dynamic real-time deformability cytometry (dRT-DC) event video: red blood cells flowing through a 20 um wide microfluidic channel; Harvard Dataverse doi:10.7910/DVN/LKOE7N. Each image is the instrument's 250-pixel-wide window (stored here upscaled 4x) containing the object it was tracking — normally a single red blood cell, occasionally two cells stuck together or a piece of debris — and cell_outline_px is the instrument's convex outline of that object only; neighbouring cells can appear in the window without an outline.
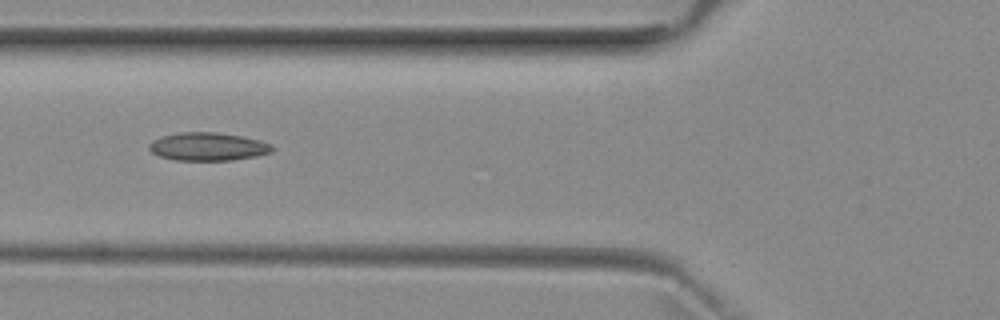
{"species": "common noctule bat (a hibernating species)", "species_latin": "Nyctalus noctula", "temperature_condition": "room temperature", "stored_images_in_passage": 6, "camera_frame_rate_fps": 3000, "um_per_image_px": 0.085, "animal": {"sex": "female", "body_mass_g": 29.2, "forearm_length_mm": 56.3}, "frame": {"image": 1, "passage_image": 6, "time_ms": 6.333, "image_size_px": [1000, 320], "cell_outline_px": [[272, 152], [256, 156], [232, 160], [176, 160], [160, 156], [152, 152], [148, 148], [148, 144], [152, 140], [160, 136], [180, 132], [216, 132], [244, 136], [260, 140], [272, 144]], "centroid_in_image_um": [17.66, 12.45], "position_along_channel_um": 108.1, "area_um2": 20.29}}